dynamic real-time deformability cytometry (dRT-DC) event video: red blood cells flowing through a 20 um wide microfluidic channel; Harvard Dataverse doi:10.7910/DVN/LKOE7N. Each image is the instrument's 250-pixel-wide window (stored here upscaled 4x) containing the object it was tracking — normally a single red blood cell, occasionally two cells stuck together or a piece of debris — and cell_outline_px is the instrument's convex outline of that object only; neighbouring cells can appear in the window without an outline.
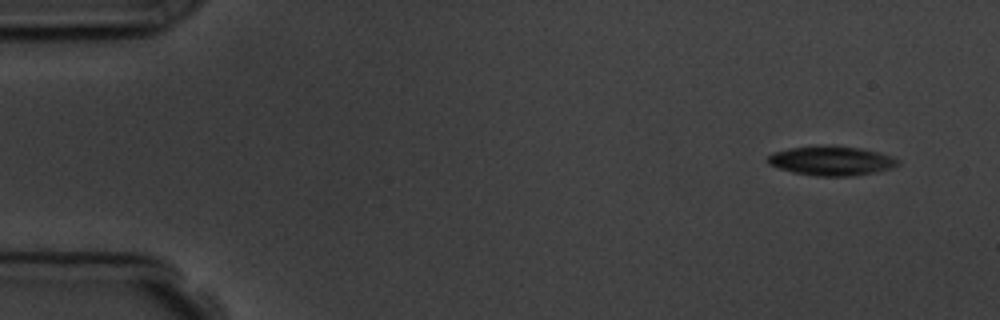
{"species": "common noctule bat (a hibernating species)", "species_latin": "Nyctalus noctula", "temperature_condition": "room temperature", "stored_images_in_passage": 5, "camera_frame_rate_fps": 3000, "um_per_image_px": 0.085, "animal": {"sex": "male", "body_mass_g": 19.5, "forearm_length_mm": 54.6}, "frame": {"image": 1, "passage_image": 1, "time_ms": 0.0, "image_size_px": [1000, 320], "cell_outline_px": [[900, 164], [876, 172], [852, 176], [816, 176], [792, 172], [768, 164], [768, 156], [772, 152], [788, 148], [816, 144], [832, 144], [860, 148], [892, 156], [900, 160]], "centroid_in_image_um": [70.63, 13.64], "position_along_channel_um": 14.4, "area_um2": 22.6}}